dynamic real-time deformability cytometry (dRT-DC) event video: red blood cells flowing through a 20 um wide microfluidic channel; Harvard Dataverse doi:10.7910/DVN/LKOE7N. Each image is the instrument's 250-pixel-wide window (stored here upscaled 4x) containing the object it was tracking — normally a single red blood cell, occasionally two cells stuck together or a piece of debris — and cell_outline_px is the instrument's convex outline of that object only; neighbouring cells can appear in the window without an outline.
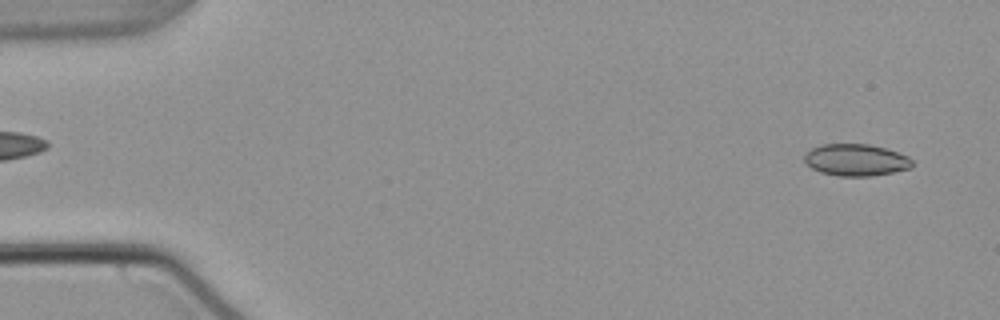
{"species": "common noctule bat (a hibernating species)", "species_latin": "Nyctalus noctula", "temperature_condition": "warm", "stored_images_in_passage": 55, "segment_of_instrument_passage": [1, 2], "camera_frame_rate_fps": 3000, "um_per_image_px": 0.085, "animal": {"sex": "male", "body_mass_g": 21.5, "forearm_length_mm": 52.0}, "frame": {"image": 1, "passage_image": 3, "time_ms": 0.667, "image_size_px": [1000, 320], "cell_outline_px": [[912, 168], [872, 176], [840, 176], [820, 172], [812, 168], [804, 160], [804, 156], [812, 148], [824, 144], [868, 144], [884, 148], [908, 156], [912, 160]], "centroid_in_image_um": [72.76, 13.6], "position_along_channel_um": 12.2, "area_um2": 19.83}}
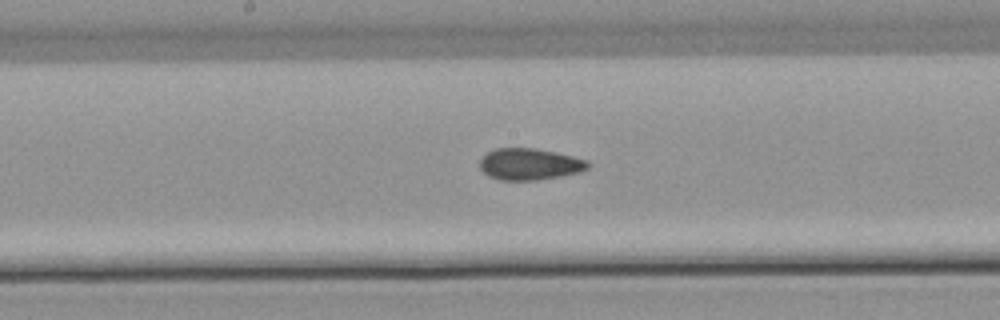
{"frame": {"image": 2, "passage_image": 28, "time_ms": 9.0, "image_size_px": [1000, 320], "cell_outline_px": [[588, 168], [576, 172], [560, 176], [536, 180], [500, 180], [488, 176], [480, 168], [480, 160], [488, 152], [496, 148], [536, 148], [556, 152], [588, 160]], "centroid_in_image_um": [44.99, 13.95], "position_along_channel_um": 203.2, "area_um2": 19.71}}
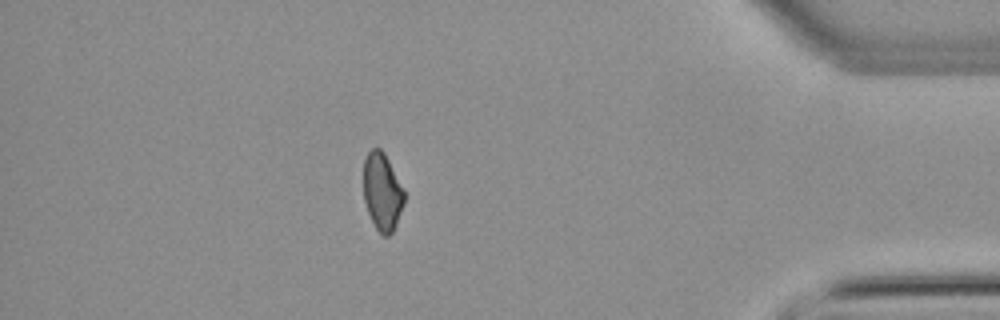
{"frame": {"image": 3, "passage_image": 47, "time_ms": 15.333, "image_size_px": [1000, 320], "cell_outline_px": [[404, 204], [396, 224], [392, 232], [388, 236], [384, 236], [376, 228], [368, 212], [364, 200], [364, 160], [368, 152], [372, 148], [380, 148], [384, 152], [404, 188]], "centroid_in_image_um": [32.5, 16.28], "position_along_channel_um": 402.7, "area_um2": 18.32}}